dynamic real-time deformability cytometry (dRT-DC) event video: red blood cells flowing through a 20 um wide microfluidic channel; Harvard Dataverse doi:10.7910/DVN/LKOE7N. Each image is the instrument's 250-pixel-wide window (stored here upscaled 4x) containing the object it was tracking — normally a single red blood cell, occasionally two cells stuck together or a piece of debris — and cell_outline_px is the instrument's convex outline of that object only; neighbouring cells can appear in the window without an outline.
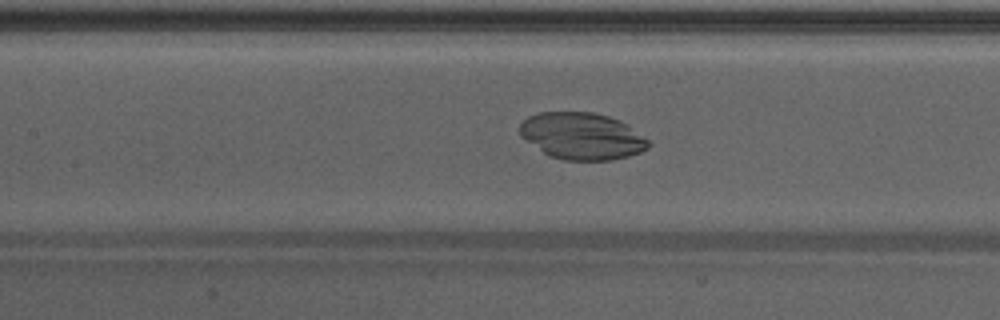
{"species": "Egyptian fruit bat (a non-hibernating species)", "species_latin": "Rousettus aegyptiacus", "temperature_condition": "warm", "stored_images_in_passage": 44, "camera_frame_rate_fps": 3000, "um_per_image_px": 0.085, "animal": {"sex": "male"}, "frame": {"image": 1, "passage_image": 19, "time_ms": 6.0, "image_size_px": [1000, 320], "cell_outline_px": [[652, 144], [648, 148], [640, 152], [628, 156], [612, 160], [564, 160], [548, 156], [520, 136], [520, 124], [528, 116], [540, 112], [592, 112], [608, 116], [620, 120], [628, 124], [648, 140]], "centroid_in_image_um": [49.47, 11.57], "position_along_channel_um": 157.9, "area_um2": 35.26}}